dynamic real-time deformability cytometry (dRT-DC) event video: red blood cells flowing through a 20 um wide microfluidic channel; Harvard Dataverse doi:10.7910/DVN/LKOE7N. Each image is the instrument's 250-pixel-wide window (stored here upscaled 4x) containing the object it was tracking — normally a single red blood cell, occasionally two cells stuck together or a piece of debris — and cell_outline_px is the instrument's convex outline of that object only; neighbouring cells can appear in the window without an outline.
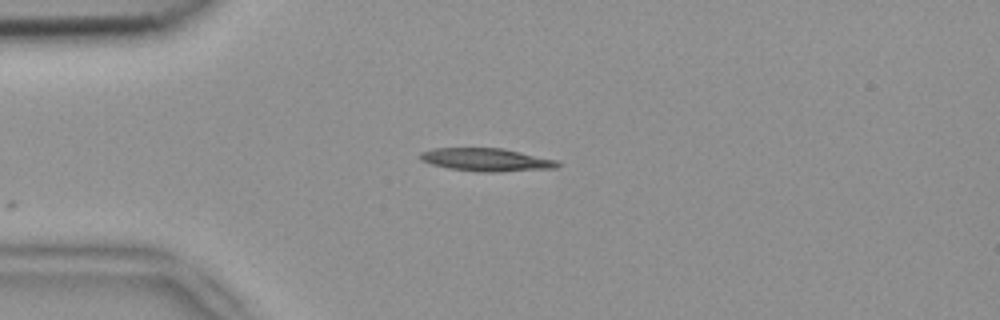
{"species": "common noctule bat (a hibernating species)", "species_latin": "Nyctalus noctula", "temperature_condition": "room temperature", "stored_images_in_passage": 4, "camera_frame_rate_fps": 3000, "um_per_image_px": 0.085, "animal": {"sex": "female", "body_mass_g": 18.4}, "frame": {"image": 1, "passage_image": 4, "time_ms": 1.0, "image_size_px": [1000, 320], "cell_outline_px": [[560, 164], [556, 168], [500, 172], [480, 172], [448, 168], [432, 164], [420, 160], [420, 152], [432, 148], [504, 148], [556, 160]], "centroid_in_image_um": [41.33, 13.58], "position_along_channel_um": 43.7, "area_um2": 18.44}}